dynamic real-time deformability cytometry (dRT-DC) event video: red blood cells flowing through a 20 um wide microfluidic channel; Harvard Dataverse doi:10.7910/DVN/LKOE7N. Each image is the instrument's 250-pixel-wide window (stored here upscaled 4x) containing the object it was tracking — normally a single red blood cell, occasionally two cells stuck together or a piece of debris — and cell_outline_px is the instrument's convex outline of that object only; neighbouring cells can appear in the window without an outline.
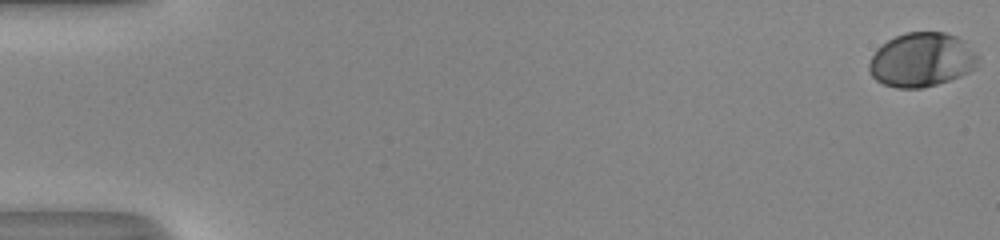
{"species": "human", "species_latin": "Homo sapiens", "temperature_condition": "room temperature", "stored_images_in_passage": 54, "camera_frame_rate_fps": 3000, "um_per_image_px": 0.085, "donor": {"sex": "male"}, "frame": {"image": 1, "passage_image": 1, "time_ms": 0.0, "image_size_px": [1000, 240], "cell_outline_px": [[980, 56], [976, 68], [960, 76], [936, 84], [920, 88], [896, 88], [884, 84], [876, 80], [872, 76], [868, 68], [868, 64], [876, 48], [880, 44], [904, 32], [944, 32], [956, 36], [964, 40]], "centroid_in_image_um": [78.34, 5.07], "position_along_channel_um": 6.7, "area_um2": 34.62}}
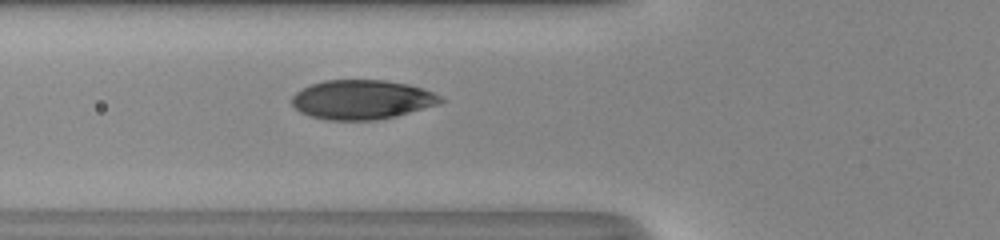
{"frame": {"image": 2, "passage_image": 22, "time_ms": 7.0, "image_size_px": [1000, 240], "cell_outline_px": [[448, 100], [440, 104], [396, 116], [376, 120], [324, 120], [300, 112], [292, 104], [292, 96], [296, 92], [312, 84], [324, 80], [384, 80], [408, 84], [432, 92]], "centroid_in_image_um": [30.79, 8.47], "position_along_channel_um": 95.0, "area_um2": 34.1}}
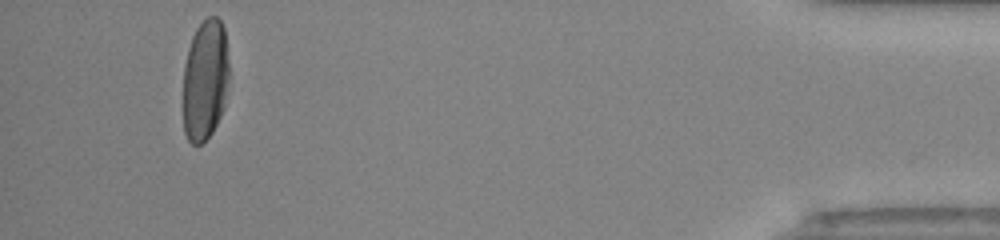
{"frame": {"image": 3, "passage_image": 51, "time_ms": 16.667, "image_size_px": [1000, 240], "cell_outline_px": [[228, 80], [224, 108], [212, 132], [200, 144], [192, 144], [188, 140], [184, 132], [184, 64], [188, 48], [192, 36], [196, 28], [208, 16], [216, 16], [220, 20], [224, 28], [228, 64]], "centroid_in_image_um": [17.43, 6.78], "position_along_channel_um": 417.8, "area_um2": 32.31}, "authors_computed_cell_mechanics": {"area_um2": 34.391, "velocity_mm_per_s": 4.0569, "shape_relaxation_time_tau1_ms": 3.3593, "shape_relaxation_time_tau2_ms": null, "deformation_change_tau1": 0.1658, "deformation_change_tau2": null}}